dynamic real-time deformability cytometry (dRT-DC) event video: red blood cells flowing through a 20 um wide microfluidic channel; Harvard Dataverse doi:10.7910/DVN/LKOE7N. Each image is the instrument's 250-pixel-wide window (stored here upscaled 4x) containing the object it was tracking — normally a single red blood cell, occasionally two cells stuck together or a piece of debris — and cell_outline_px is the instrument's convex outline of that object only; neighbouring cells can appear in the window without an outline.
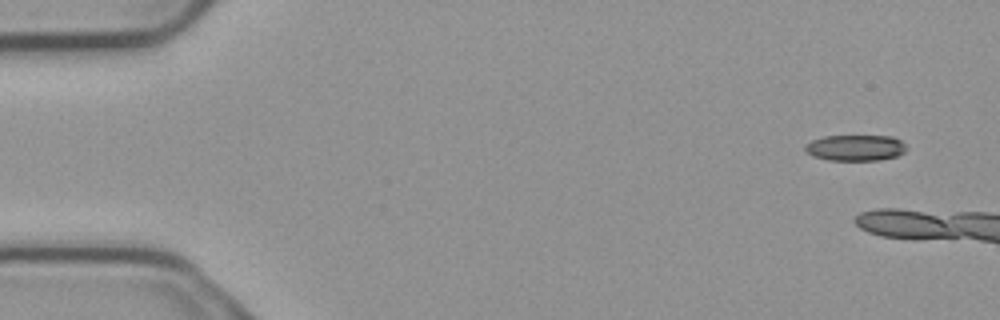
{"species": "common noctule bat (a hibernating species)", "species_latin": "Nyctalus noctula", "temperature_condition": "cold", "stored_images_in_passage": 3, "camera_frame_rate_fps": 3000, "um_per_image_px": 0.085, "animal": {"sex": "male", "body_mass_g": 23.1, "forearm_length_mm": 52.7}, "frame": {"image": 1, "passage_image": 1, "time_ms": 0.0, "image_size_px": [1000, 320], "cell_outline_px": [[908, 148], [904, 152], [896, 156], [880, 160], [828, 160], [812, 156], [804, 148], [804, 144], [812, 140], [824, 136], [892, 136], [900, 140]], "centroid_in_image_um": [72.7, 12.56], "position_along_channel_um": 12.3, "area_um2": 15.37}}